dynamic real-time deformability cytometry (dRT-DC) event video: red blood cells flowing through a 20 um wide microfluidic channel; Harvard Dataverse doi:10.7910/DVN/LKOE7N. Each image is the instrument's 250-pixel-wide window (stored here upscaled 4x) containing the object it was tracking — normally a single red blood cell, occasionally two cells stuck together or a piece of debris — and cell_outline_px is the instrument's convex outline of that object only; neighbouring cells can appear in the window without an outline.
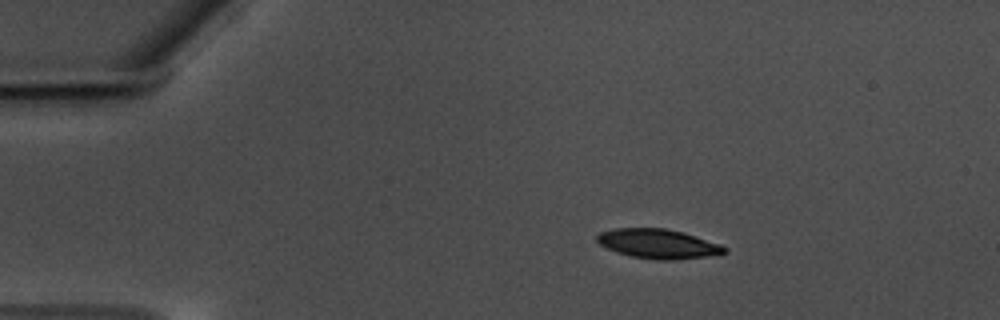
{"species": "common noctule bat (a hibernating species)", "species_latin": "Nyctalus noctula", "temperature_condition": "warm", "stored_images_in_passage": 50, "segment_of_instrument_passage": [1, 2], "camera_frame_rate_fps": 3000, "um_per_image_px": 0.085, "animal": {"sex": "male", "body_mass_g": 17.5, "forearm_length_mm": 52.3}, "frame": {"image": 1, "passage_image": 1, "time_ms": 0.0, "image_size_px": [1000, 320], "cell_outline_px": [[728, 252], [708, 256], [672, 260], [656, 260], [632, 256], [616, 252], [600, 244], [596, 240], [596, 236], [600, 232], [616, 228], [664, 228], [684, 232], [720, 244], [728, 248]], "centroid_in_image_um": [55.95, 20.72], "position_along_channel_um": 29.0, "area_um2": 21.85}}
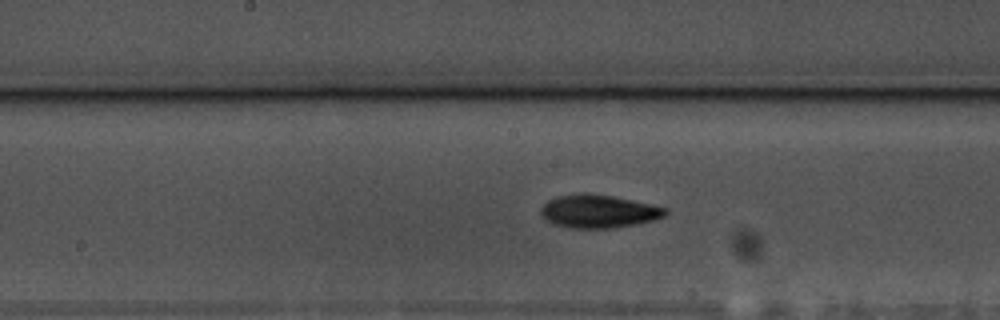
{"frame": {"image": 2, "passage_image": 21, "time_ms": 6.667, "image_size_px": [1000, 320], "cell_outline_px": [[668, 212], [664, 216], [652, 220], [636, 224], [612, 228], [568, 228], [552, 224], [544, 220], [540, 212], [540, 208], [548, 200], [556, 196], [580, 192], [588, 192], [612, 196], [632, 200], [668, 208]], "centroid_in_image_um": [50.82, 17.95], "position_along_channel_um": 197.4, "area_um2": 24.33}}
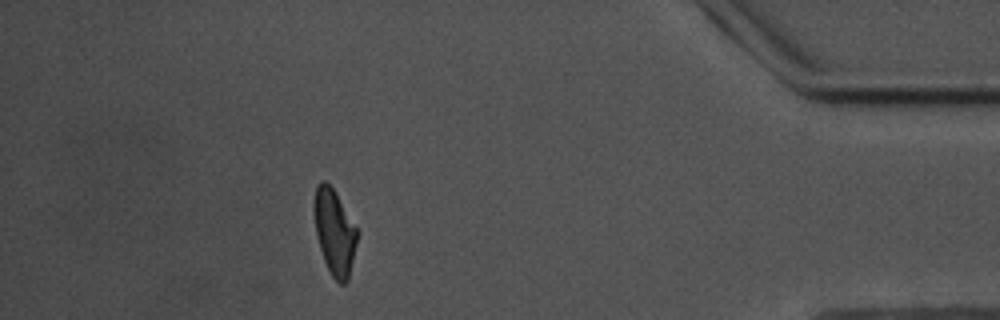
{"frame": {"image": 3, "passage_image": 43, "time_ms": 14.0, "image_size_px": [1000, 320], "cell_outline_px": [[356, 244], [348, 280], [344, 284], [340, 284], [332, 276], [324, 260], [316, 236], [312, 212], [312, 204], [316, 184], [320, 180], [324, 180], [336, 192], [356, 228]], "centroid_in_image_um": [28.37, 19.67], "position_along_channel_um": 406.8, "area_um2": 21.44}}